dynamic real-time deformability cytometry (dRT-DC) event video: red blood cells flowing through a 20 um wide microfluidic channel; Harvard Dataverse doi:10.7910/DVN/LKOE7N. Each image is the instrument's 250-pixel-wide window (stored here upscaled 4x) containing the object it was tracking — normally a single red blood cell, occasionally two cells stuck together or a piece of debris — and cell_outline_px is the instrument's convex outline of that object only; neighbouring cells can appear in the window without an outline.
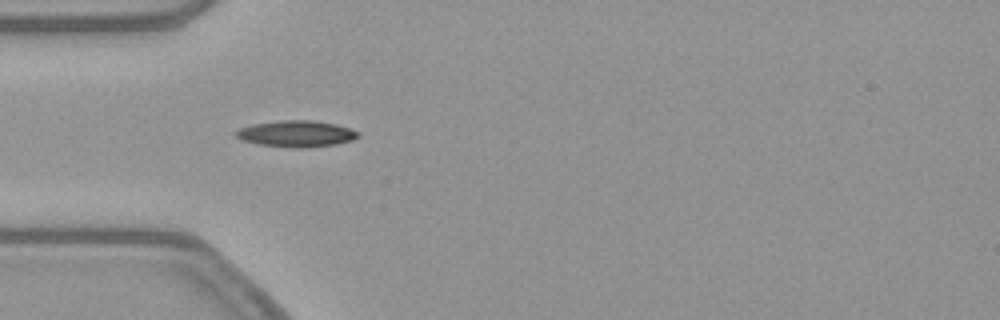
{"species": "common noctule bat (a hibernating species)", "species_latin": "Nyctalus noctula", "temperature_condition": "warm", "stored_images_in_passage": 38, "camera_frame_rate_fps": 3000, "um_per_image_px": 0.085, "animal": {"sex": "female", "body_mass_g": 21.9}, "frame": {"image": 1, "passage_image": 1, "time_ms": 0.0, "image_size_px": [1000, 320], "cell_outline_px": [[360, 136], [352, 140], [336, 144], [304, 148], [296, 148], [260, 144], [244, 140], [236, 136], [236, 132], [240, 128], [252, 124], [280, 120], [312, 120], [336, 124], [360, 132]], "centroid_in_image_um": [25.23, 11.36], "position_along_channel_um": 59.8, "area_um2": 18.61}}
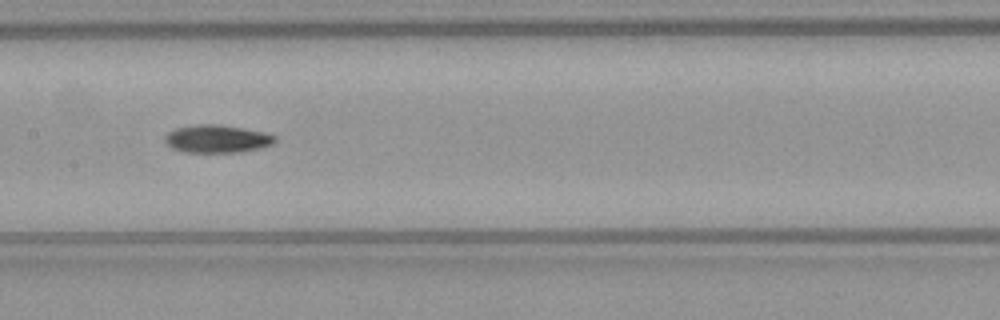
{"frame": {"image": 2, "passage_image": 11, "time_ms": 3.333, "image_size_px": [1000, 320], "cell_outline_px": [[276, 140], [272, 144], [260, 148], [240, 152], [184, 152], [172, 148], [164, 140], [164, 136], [168, 132], [176, 128], [196, 124], [220, 124], [264, 132], [276, 136]], "centroid_in_image_um": [18.44, 11.79], "position_along_channel_um": 189.0, "area_um2": 17.86}}
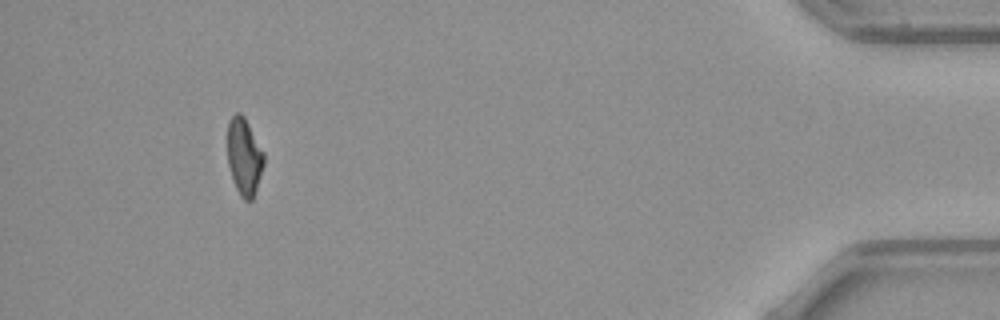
{"frame": {"image": 3, "passage_image": 34, "time_ms": 11.0, "image_size_px": [1000, 320], "cell_outline_px": [[264, 164], [252, 200], [244, 200], [240, 196], [232, 180], [228, 164], [228, 120], [236, 112], [240, 112], [244, 116], [264, 152]], "centroid_in_image_um": [20.75, 13.3], "position_along_channel_um": 414.5, "area_um2": 16.3}, "authors_computed_cell_mechanics": {"area_um2": 17.1955, "velocity_mm_per_s": 3.8947, "shape_relaxation_time_tau1_ms": 11.0111, "shape_relaxation_time_tau2_ms": null, "deformation_change_tau1": 0.251, "deformation_change_tau2": null}}